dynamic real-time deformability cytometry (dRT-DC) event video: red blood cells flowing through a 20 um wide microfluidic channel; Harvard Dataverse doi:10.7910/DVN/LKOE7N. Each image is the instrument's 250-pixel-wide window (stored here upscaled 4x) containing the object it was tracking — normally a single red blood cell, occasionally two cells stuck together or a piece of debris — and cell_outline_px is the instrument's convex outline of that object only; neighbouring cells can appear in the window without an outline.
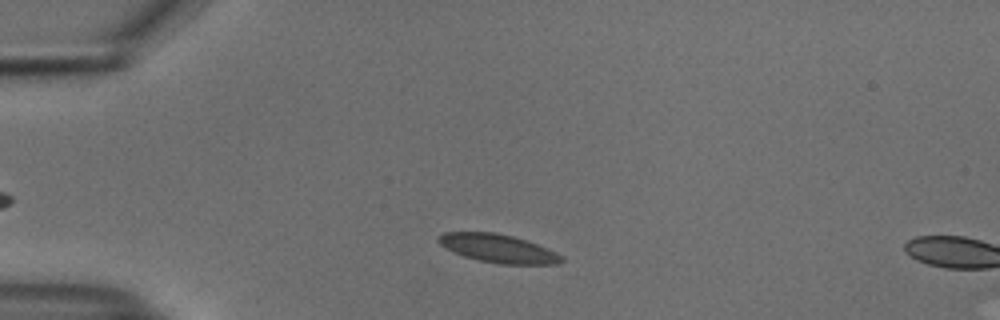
{"species": "common noctule bat (a hibernating species)", "species_latin": "Nyctalus noctula", "temperature_condition": "cold", "stored_images_in_passage": 8, "camera_frame_rate_fps": 3000, "um_per_image_px": 0.085, "animal": {"sex": "male", "body_mass_g": 18.8}, "frame": {"image": 1, "passage_image": 6, "time_ms": 1.667, "image_size_px": [1000, 320], "cell_outline_px": [[564, 260], [556, 264], [500, 264], [480, 260], [464, 256], [440, 244], [436, 240], [436, 236], [444, 232], [492, 232], [512, 236], [548, 248], [556, 252]], "centroid_in_image_um": [42.32, 21.11], "position_along_channel_um": 42.7, "area_um2": 20.0}}